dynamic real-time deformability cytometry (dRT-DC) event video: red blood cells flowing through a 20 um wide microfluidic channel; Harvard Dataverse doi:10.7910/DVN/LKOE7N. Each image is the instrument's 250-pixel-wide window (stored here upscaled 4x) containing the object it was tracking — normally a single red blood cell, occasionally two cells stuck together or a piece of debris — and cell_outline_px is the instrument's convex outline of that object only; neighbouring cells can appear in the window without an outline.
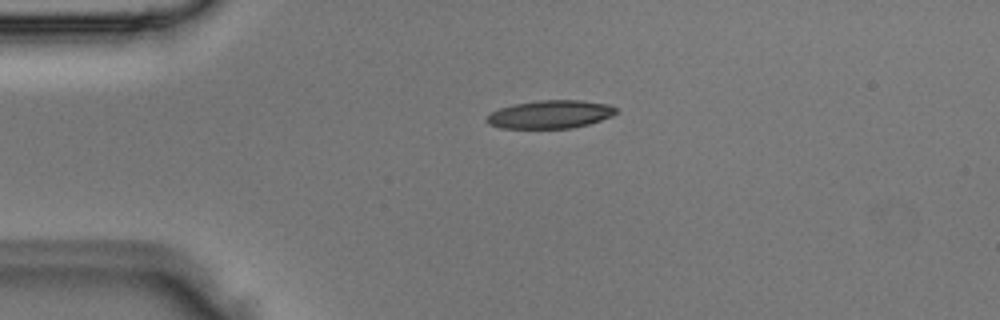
{"species": "Egyptian fruit bat (a non-hibernating species)", "species_latin": "Rousettus aegyptiacus", "temperature_condition": "room temperature", "stored_images_in_passage": 2, "camera_frame_rate_fps": 3000, "um_per_image_px": 0.085, "animal": {"sex": "male"}, "frame": {"image": 1, "passage_image": 1, "time_ms": 0.0, "image_size_px": [1000, 320], "cell_outline_px": [[616, 112], [612, 116], [588, 124], [572, 128], [500, 128], [488, 124], [484, 120], [492, 112], [500, 108], [512, 104], [540, 100], [580, 100], [608, 104], [616, 108]], "centroid_in_image_um": [46.74, 9.72], "position_along_channel_um": 38.3, "area_um2": 21.15}}